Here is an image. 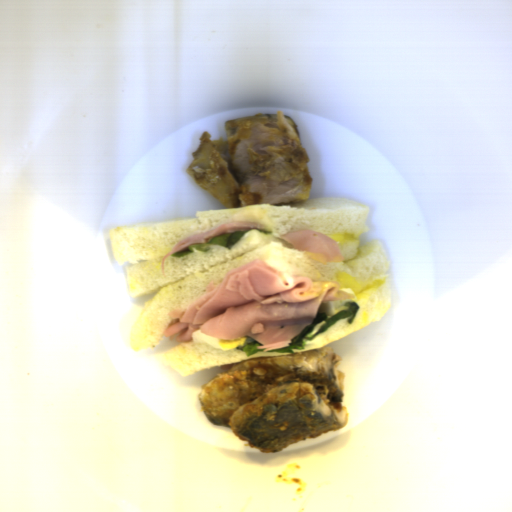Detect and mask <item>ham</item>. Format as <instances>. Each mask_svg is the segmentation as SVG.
Segmentation results:
<instances>
[{
  "label": "ham",
  "instance_id": "ham-1",
  "mask_svg": "<svg viewBox=\"0 0 512 512\" xmlns=\"http://www.w3.org/2000/svg\"><path fill=\"white\" fill-rule=\"evenodd\" d=\"M336 282L291 278L259 260L228 272L221 283L184 310L169 314L163 331L174 342H189L196 331L217 338L249 335L264 351L288 347L316 318L321 302L351 299Z\"/></svg>",
  "mask_w": 512,
  "mask_h": 512
},
{
  "label": "ham",
  "instance_id": "ham-2",
  "mask_svg": "<svg viewBox=\"0 0 512 512\" xmlns=\"http://www.w3.org/2000/svg\"><path fill=\"white\" fill-rule=\"evenodd\" d=\"M281 237L315 260L337 263L345 260L336 240L317 231L295 230Z\"/></svg>",
  "mask_w": 512,
  "mask_h": 512
},
{
  "label": "ham",
  "instance_id": "ham-3",
  "mask_svg": "<svg viewBox=\"0 0 512 512\" xmlns=\"http://www.w3.org/2000/svg\"><path fill=\"white\" fill-rule=\"evenodd\" d=\"M260 230L263 231L264 226L259 223H229L225 225H220L216 228H213L209 231L199 233L193 235L191 237L185 238L180 242L176 243L171 251L166 254L161 263L162 273H165V261L171 256L173 253H177L184 250H189V248L194 244H206L210 242L214 237L221 236L224 234H230L241 231H250V230Z\"/></svg>",
  "mask_w": 512,
  "mask_h": 512
}]
</instances>
